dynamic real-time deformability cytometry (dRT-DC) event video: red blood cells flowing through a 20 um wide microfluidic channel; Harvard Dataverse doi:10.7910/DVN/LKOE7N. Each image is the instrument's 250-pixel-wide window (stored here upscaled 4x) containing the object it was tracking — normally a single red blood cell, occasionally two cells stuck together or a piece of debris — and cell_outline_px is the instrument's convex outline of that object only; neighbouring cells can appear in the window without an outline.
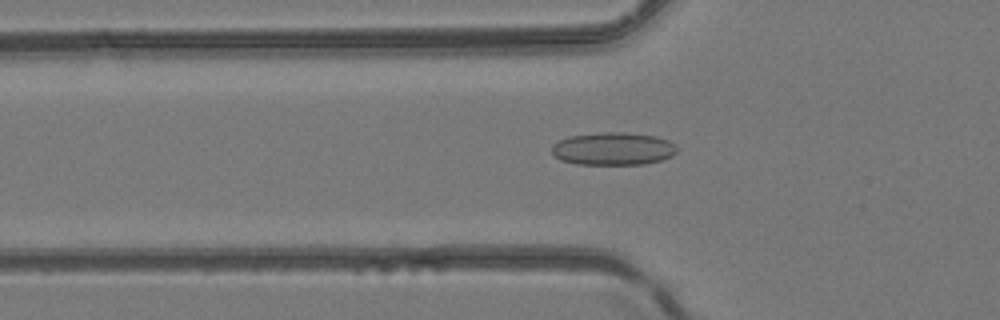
{"species": "common noctule bat (a hibernating species)", "species_latin": "Nyctalus noctula", "temperature_condition": "room temperature", "stored_images_in_passage": 47, "camera_frame_rate_fps": 3000, "um_per_image_px": 0.085, "animal": {"sex": "female", "body_mass_g": 24.6, "forearm_length_mm": 56.2}, "frame": {"image": 1, "passage_image": 17, "time_ms": 5.333, "image_size_px": [1000, 320], "cell_outline_px": [[676, 152], [672, 156], [660, 160], [644, 164], [576, 164], [560, 160], [552, 152], [552, 144], [568, 136], [604, 132], [624, 132], [656, 136], [668, 140], [676, 148]], "centroid_in_image_um": [52.09, 12.64], "position_along_channel_um": 73.7, "area_um2": 23.81}}
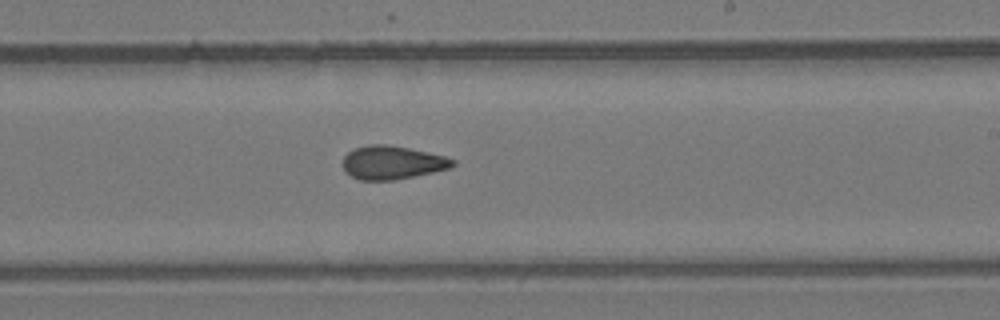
{"frame": {"image": 2, "passage_image": 29, "time_ms": 9.333, "image_size_px": [1000, 320], "cell_outline_px": [[456, 164], [452, 168], [396, 180], [360, 180], [352, 176], [344, 168], [344, 156], [348, 152], [356, 148], [368, 144], [388, 144], [408, 148], [444, 156], [456, 160]], "centroid_in_image_um": [33.38, 13.82], "position_along_channel_um": 255.6, "area_um2": 21.33}}
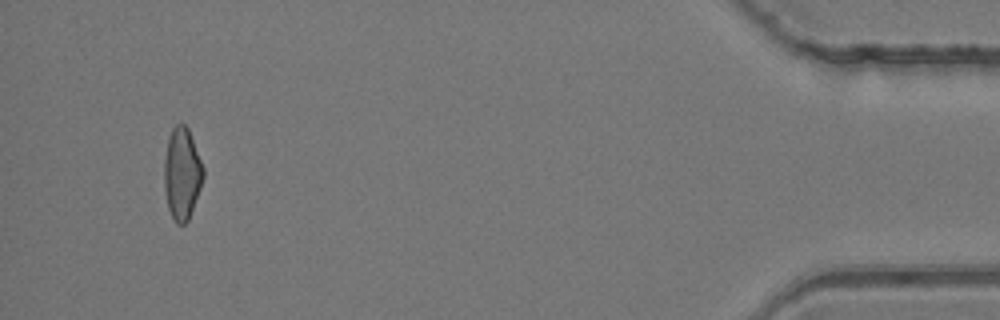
{"frame": {"image": 3, "passage_image": 45, "time_ms": 14.667, "image_size_px": [1000, 320], "cell_outline_px": [[204, 176], [200, 188], [188, 220], [184, 224], [176, 224], [168, 208], [164, 188], [164, 160], [168, 136], [172, 128], [176, 124], [184, 124], [188, 128], [204, 168]], "centroid_in_image_um": [15.46, 14.74], "position_along_channel_um": 419.7, "area_um2": 20.87}}